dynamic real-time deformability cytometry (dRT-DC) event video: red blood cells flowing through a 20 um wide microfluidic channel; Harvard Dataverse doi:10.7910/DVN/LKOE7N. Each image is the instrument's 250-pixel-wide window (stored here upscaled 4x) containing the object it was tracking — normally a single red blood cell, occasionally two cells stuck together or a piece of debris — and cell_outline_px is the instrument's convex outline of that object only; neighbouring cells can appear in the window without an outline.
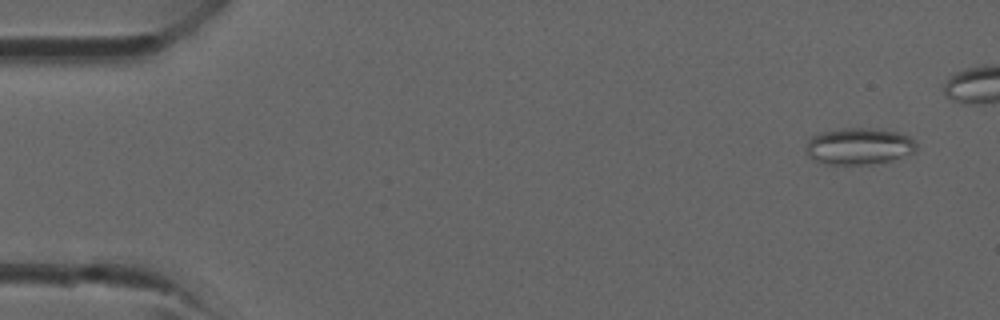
{"species": "common noctule bat (a hibernating species)", "species_latin": "Nyctalus noctula", "temperature_condition": "room temperature", "stored_images_in_passage": 30, "camera_frame_rate_fps": 3000, "um_per_image_px": 0.085, "animal": {"sex": "male", "forearm_length_mm": 52.5}, "frame": {"image": 1, "passage_image": 1, "time_ms": 0.0, "image_size_px": [1000, 320], "cell_outline_px": [[916, 152], [888, 160], [868, 164], [828, 164], [816, 160], [808, 156], [804, 152], [808, 136], [824, 132], [844, 128], [880, 128], [896, 132], [908, 136], [916, 144]], "centroid_in_image_um": [72.96, 12.41], "position_along_channel_um": 12.0, "area_um2": 23.52}}
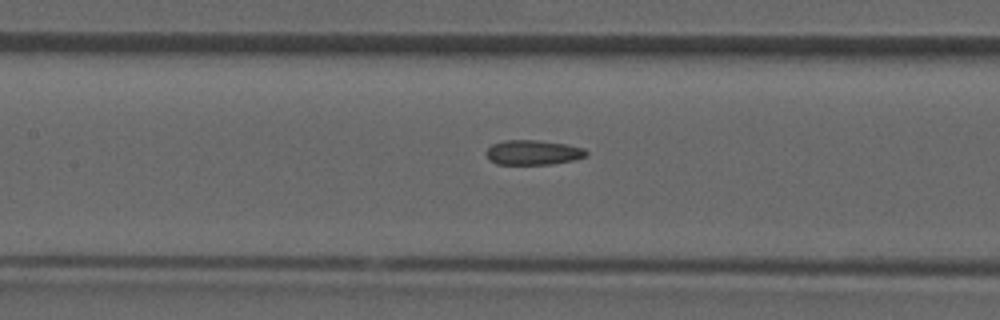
{"frame": {"image": 2, "passage_image": 16, "time_ms": 5.0, "image_size_px": [1000, 320], "cell_outline_px": [[588, 156], [572, 160], [552, 164], [496, 164], [488, 160], [484, 152], [492, 144], [504, 140], [536, 140], [564, 144], [584, 148], [588, 152]], "centroid_in_image_um": [45.27, 12.96], "position_along_channel_um": 162.1, "area_um2": 14.51}}
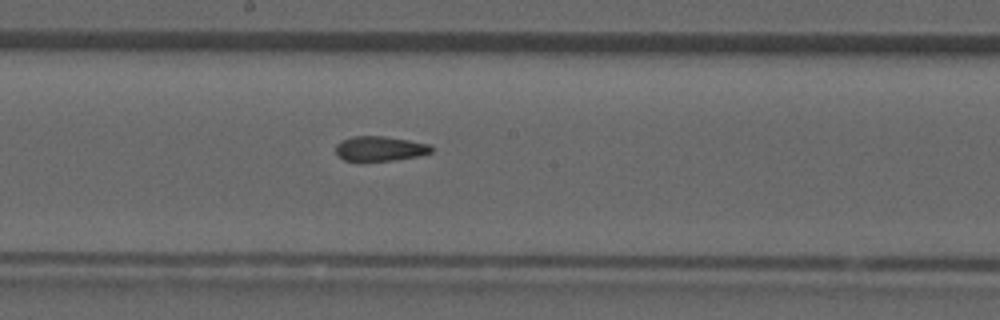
{"frame": {"image": 3, "passage_image": 19, "time_ms": 6.0, "image_size_px": [1000, 320], "cell_outline_px": [[436, 148], [432, 152], [416, 156], [396, 160], [344, 160], [336, 152], [336, 144], [352, 136], [384, 136], [432, 144]], "centroid_in_image_um": [32.37, 12.62], "position_along_channel_um": 215.8, "area_um2": 13.7}}